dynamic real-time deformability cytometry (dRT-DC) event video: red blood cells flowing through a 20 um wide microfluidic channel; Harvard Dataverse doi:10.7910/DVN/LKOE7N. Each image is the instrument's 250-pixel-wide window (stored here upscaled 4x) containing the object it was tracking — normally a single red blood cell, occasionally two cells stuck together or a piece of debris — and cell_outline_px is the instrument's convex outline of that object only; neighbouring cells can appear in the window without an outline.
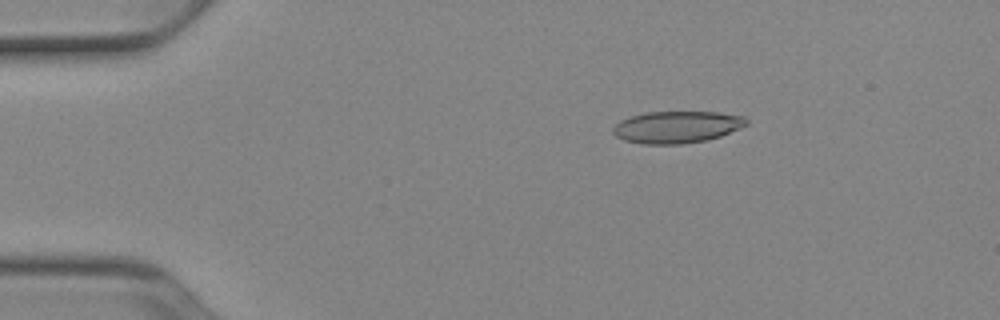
{"species": "Egyptian fruit bat (a non-hibernating species)", "species_latin": "Rousettus aegyptiacus", "temperature_condition": "cold", "stored_images_in_passage": 45, "camera_frame_rate_fps": 3000, "um_per_image_px": 0.085, "animal": {"sex": "female"}, "frame": {"image": 1, "passage_image": 2, "time_ms": 0.333, "image_size_px": [1000, 320], "cell_outline_px": [[748, 124], [740, 128], [720, 136], [708, 140], [680, 144], [644, 144], [624, 140], [616, 136], [612, 132], [612, 128], [620, 120], [644, 112], [716, 112], [744, 116], [748, 120]], "centroid_in_image_um": [57.53, 10.8], "position_along_channel_um": 27.5, "area_um2": 24.85}}
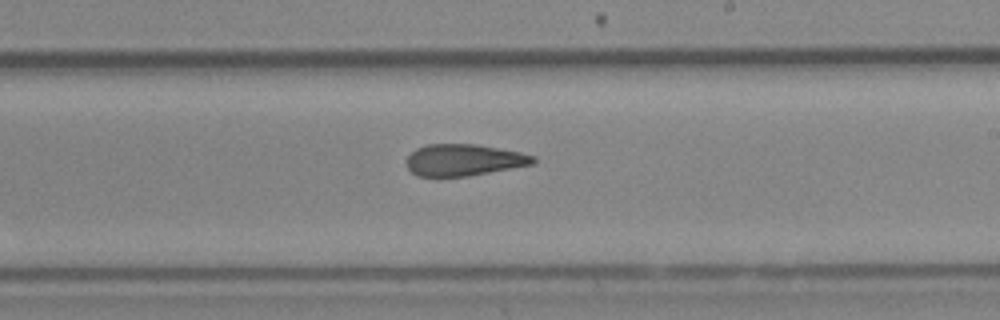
{"frame": {"image": 2, "passage_image": 24, "time_ms": 7.667, "image_size_px": [1000, 320], "cell_outline_px": [[536, 160], [532, 164], [468, 176], [416, 176], [408, 168], [408, 156], [416, 148], [428, 144], [476, 144], [520, 152], [536, 156]], "centroid_in_image_um": [39.43, 13.59], "position_along_channel_um": 249.6, "area_um2": 23.12}}
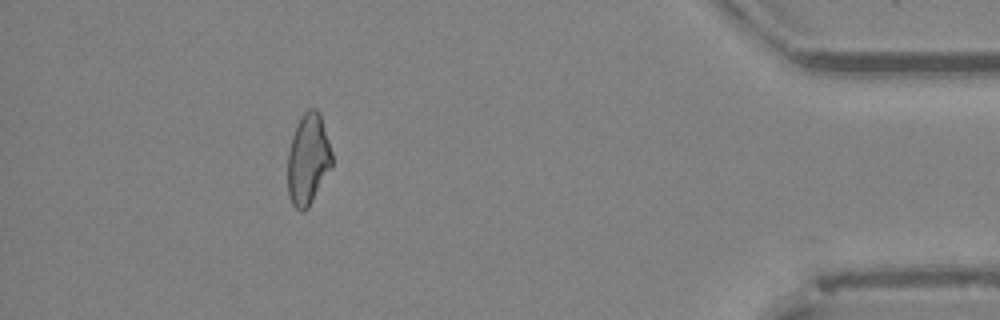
{"frame": {"image": 3, "passage_image": 40, "time_ms": 13.0, "image_size_px": [1000, 320], "cell_outline_px": [[332, 164], [308, 208], [300, 212], [292, 204], [288, 196], [288, 152], [292, 136], [300, 116], [308, 108], [316, 108], [320, 112], [332, 152]], "centroid_in_image_um": [26.17, 13.51], "position_along_channel_um": 409.0, "area_um2": 23.41}, "authors_computed_cell_mechanics": {"area_um2": 24.276, "velocity_mm_per_s": 3.9292, "shape_relaxation_time_tau1_ms": null, "shape_relaxation_time_tau2_ms": 3.2078, "deformation_change_tau1": null, "deformation_change_tau2": 0.1293}}